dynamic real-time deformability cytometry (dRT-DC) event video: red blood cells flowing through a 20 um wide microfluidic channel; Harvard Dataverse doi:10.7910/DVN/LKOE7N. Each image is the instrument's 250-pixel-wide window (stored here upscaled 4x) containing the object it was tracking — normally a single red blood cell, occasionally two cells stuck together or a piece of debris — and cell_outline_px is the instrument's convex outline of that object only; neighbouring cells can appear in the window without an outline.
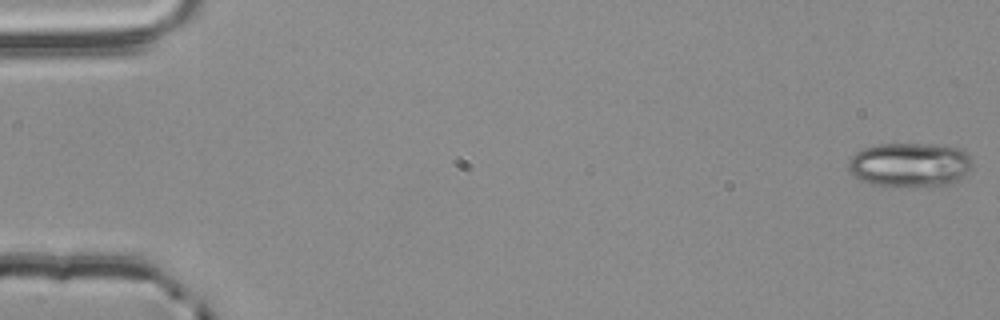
{"species": "common noctule bat (a hibernating species)", "species_latin": "Nyctalus noctula", "temperature_condition": "room temperature", "stored_images_in_passage": 55, "camera_frame_rate_fps": 3000, "um_per_image_px": 0.085, "animal": {"sex": "male", "body_mass_g": 20.4}, "frame": {"image": 1, "passage_image": 1, "time_ms": 0.0, "image_size_px": [1000, 320], "cell_outline_px": [[972, 168], [964, 176], [952, 184], [872, 184], [856, 176], [848, 168], [848, 160], [856, 152], [864, 148], [876, 144], [932, 144], [960, 148], [972, 160]], "centroid_in_image_um": [77.36, 13.96], "position_along_channel_um": 7.6, "area_um2": 31.15}}
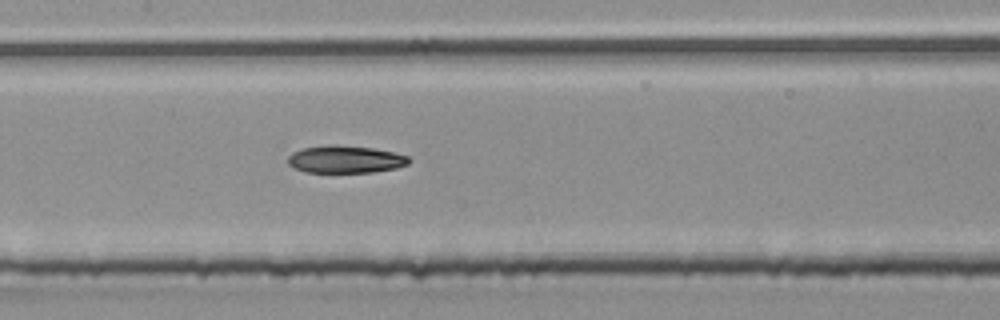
{"frame": {"image": 2, "passage_image": 27, "time_ms": 8.667, "image_size_px": [1000, 320], "cell_outline_px": [[412, 160], [408, 164], [396, 168], [372, 172], [304, 172], [292, 168], [288, 164], [288, 156], [292, 152], [304, 148], [328, 144], [336, 144], [372, 148], [392, 152], [408, 156]], "centroid_in_image_um": [29.33, 13.54], "position_along_channel_um": 178.1, "area_um2": 19.48}}
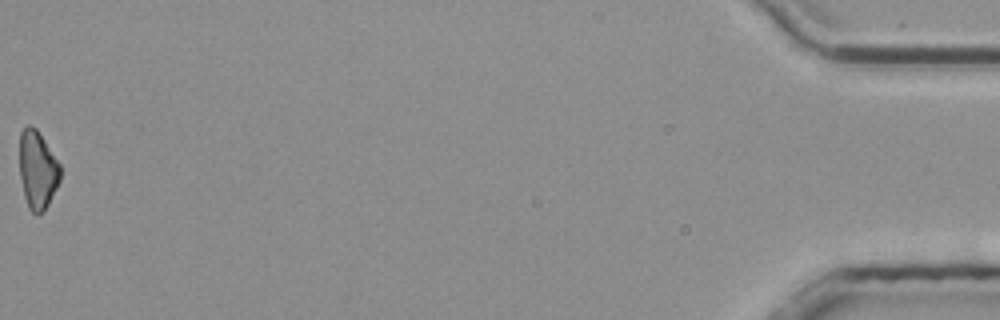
{"frame": {"image": 3, "passage_image": 55, "time_ms": 18.0, "image_size_px": [1000, 320], "cell_outline_px": [[60, 180], [44, 212], [36, 216], [28, 208], [24, 196], [20, 176], [20, 132], [28, 124], [32, 124], [36, 128], [60, 164]], "centroid_in_image_um": [3.18, 14.46], "position_along_channel_um": 432.0, "area_um2": 18.55}}